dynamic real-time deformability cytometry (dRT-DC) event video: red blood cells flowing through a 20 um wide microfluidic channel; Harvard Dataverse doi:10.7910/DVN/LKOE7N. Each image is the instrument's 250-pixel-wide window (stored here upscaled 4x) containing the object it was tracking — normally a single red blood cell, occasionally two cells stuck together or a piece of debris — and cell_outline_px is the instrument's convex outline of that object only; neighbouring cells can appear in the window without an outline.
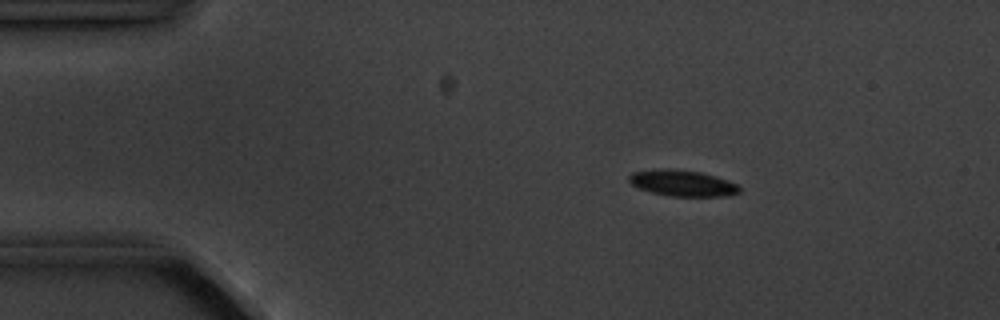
{"species": "common noctule bat (a hibernating species)", "species_latin": "Nyctalus noctula", "temperature_condition": "cold", "stored_images_in_passage": 3, "camera_frame_rate_fps": 3000, "um_per_image_px": 0.085, "animal": {"sex": "male", "body_mass_g": 20.1, "forearm_length_mm": 53.5}, "frame": {"image": 1, "passage_image": 2, "time_ms": 1.0, "image_size_px": [1000, 320], "cell_outline_px": [[740, 192], [724, 196], [668, 196], [652, 192], [640, 188], [632, 184], [628, 180], [628, 176], [632, 172], [664, 168], [668, 168], [700, 172], [716, 176], [736, 184], [740, 188]], "centroid_in_image_um": [57.99, 15.56], "position_along_channel_um": 27.0, "area_um2": 16.65}}